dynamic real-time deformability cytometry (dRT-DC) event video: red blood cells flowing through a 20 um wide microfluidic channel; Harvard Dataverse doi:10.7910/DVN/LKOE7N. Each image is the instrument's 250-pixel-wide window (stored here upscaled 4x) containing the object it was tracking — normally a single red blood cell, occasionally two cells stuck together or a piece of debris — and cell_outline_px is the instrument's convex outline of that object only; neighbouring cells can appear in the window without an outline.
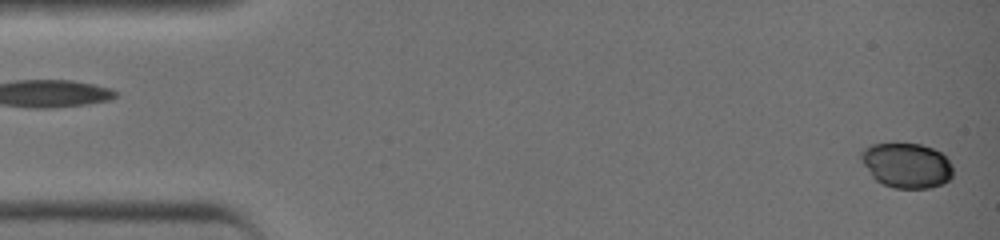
{"species": "common noctule bat (a hibernating species)", "species_latin": "Nyctalus noctula", "temperature_condition": "warm", "stored_images_in_passage": 18, "camera_frame_rate_fps": 3000, "um_per_image_px": 0.085, "animal": {"sex": "female", "body_mass_g": 19.0, "forearm_length_mm": 51.5}, "frame": {"image": 1, "passage_image": 1, "time_ms": 0.0, "image_size_px": [1000, 240], "cell_outline_px": [[952, 176], [948, 180], [940, 184], [928, 188], [896, 188], [884, 184], [876, 180], [872, 176], [864, 164], [864, 152], [872, 144], [920, 144], [932, 148], [940, 152], [948, 160], [952, 168]], "centroid_in_image_um": [77.12, 14.07], "position_along_channel_um": 7.9, "area_um2": 23.29}}
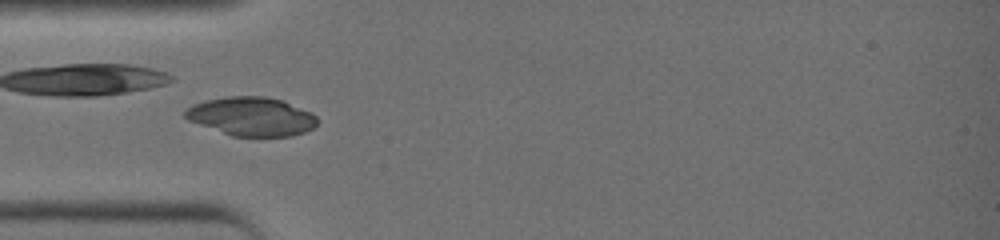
{"frame": {"image": 2, "passage_image": 13, "time_ms": 4.0, "image_size_px": [1000, 240], "cell_outline_px": [[316, 124], [312, 128], [304, 132], [292, 136], [232, 136], [188, 120], [184, 116], [184, 112], [188, 108], [196, 104], [208, 100], [228, 96], [264, 96], [280, 100], [308, 112], [316, 116]], "centroid_in_image_um": [21.36, 9.91], "position_along_channel_um": 63.6, "area_um2": 29.19}}
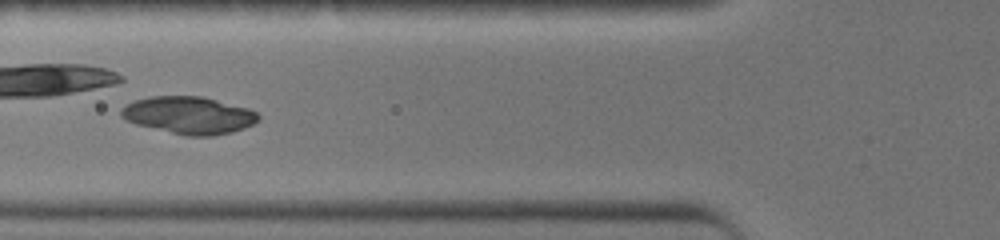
{"frame": {"image": 3, "passage_image": 16, "time_ms": 5.0, "image_size_px": [1000, 240], "cell_outline_px": [[260, 116], [252, 124], [232, 132], [212, 136], [184, 136], [136, 124], [128, 120], [120, 112], [128, 104], [136, 100], [152, 96], [200, 96], [216, 100], [244, 108], [256, 112]], "centroid_in_image_um": [16.05, 9.81], "position_along_channel_um": 109.8, "area_um2": 29.19}}